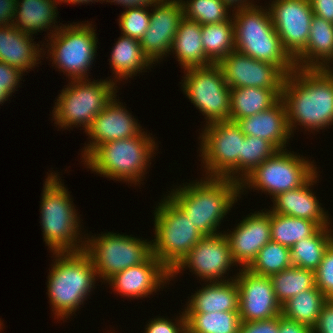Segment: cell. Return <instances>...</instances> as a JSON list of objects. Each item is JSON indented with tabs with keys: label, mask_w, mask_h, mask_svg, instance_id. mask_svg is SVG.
I'll use <instances>...</instances> for the list:
<instances>
[{
	"label": "cell",
	"mask_w": 333,
	"mask_h": 333,
	"mask_svg": "<svg viewBox=\"0 0 333 333\" xmlns=\"http://www.w3.org/2000/svg\"><path fill=\"white\" fill-rule=\"evenodd\" d=\"M316 172L305 184L297 189L279 193L273 198L272 212L288 215L317 223L320 227L331 224L328 211H324L321 203L316 199L311 187L317 182Z\"/></svg>",
	"instance_id": "22"
},
{
	"label": "cell",
	"mask_w": 333,
	"mask_h": 333,
	"mask_svg": "<svg viewBox=\"0 0 333 333\" xmlns=\"http://www.w3.org/2000/svg\"><path fill=\"white\" fill-rule=\"evenodd\" d=\"M233 11L235 51L276 65L286 75L291 74L296 69L294 60L282 46L267 6L264 9L256 4Z\"/></svg>",
	"instance_id": "5"
},
{
	"label": "cell",
	"mask_w": 333,
	"mask_h": 333,
	"mask_svg": "<svg viewBox=\"0 0 333 333\" xmlns=\"http://www.w3.org/2000/svg\"><path fill=\"white\" fill-rule=\"evenodd\" d=\"M120 233L108 232L84 237L83 251L90 257L97 278L107 281L126 268L145 262L152 255L151 240H141Z\"/></svg>",
	"instance_id": "11"
},
{
	"label": "cell",
	"mask_w": 333,
	"mask_h": 333,
	"mask_svg": "<svg viewBox=\"0 0 333 333\" xmlns=\"http://www.w3.org/2000/svg\"><path fill=\"white\" fill-rule=\"evenodd\" d=\"M281 99L291 135L297 125L311 132L332 126L333 68L296 67L284 79Z\"/></svg>",
	"instance_id": "1"
},
{
	"label": "cell",
	"mask_w": 333,
	"mask_h": 333,
	"mask_svg": "<svg viewBox=\"0 0 333 333\" xmlns=\"http://www.w3.org/2000/svg\"><path fill=\"white\" fill-rule=\"evenodd\" d=\"M286 150H278L246 176L240 182V194L246 188H253L274 198L279 193L299 188L317 172L313 161Z\"/></svg>",
	"instance_id": "12"
},
{
	"label": "cell",
	"mask_w": 333,
	"mask_h": 333,
	"mask_svg": "<svg viewBox=\"0 0 333 333\" xmlns=\"http://www.w3.org/2000/svg\"><path fill=\"white\" fill-rule=\"evenodd\" d=\"M147 7L127 8L119 16L121 34L136 40H141L149 28L150 12Z\"/></svg>",
	"instance_id": "40"
},
{
	"label": "cell",
	"mask_w": 333,
	"mask_h": 333,
	"mask_svg": "<svg viewBox=\"0 0 333 333\" xmlns=\"http://www.w3.org/2000/svg\"><path fill=\"white\" fill-rule=\"evenodd\" d=\"M23 72L18 68L10 66L3 61H0V83H7V92L12 96V93L17 91V86L20 85V80ZM16 88V89H15Z\"/></svg>",
	"instance_id": "44"
},
{
	"label": "cell",
	"mask_w": 333,
	"mask_h": 333,
	"mask_svg": "<svg viewBox=\"0 0 333 333\" xmlns=\"http://www.w3.org/2000/svg\"><path fill=\"white\" fill-rule=\"evenodd\" d=\"M333 23L314 15L308 43L294 59L297 68H333ZM329 64V65H328Z\"/></svg>",
	"instance_id": "26"
},
{
	"label": "cell",
	"mask_w": 333,
	"mask_h": 333,
	"mask_svg": "<svg viewBox=\"0 0 333 333\" xmlns=\"http://www.w3.org/2000/svg\"><path fill=\"white\" fill-rule=\"evenodd\" d=\"M239 290L238 312L241 322L260 321L281 315L270 277L240 268L235 276Z\"/></svg>",
	"instance_id": "16"
},
{
	"label": "cell",
	"mask_w": 333,
	"mask_h": 333,
	"mask_svg": "<svg viewBox=\"0 0 333 333\" xmlns=\"http://www.w3.org/2000/svg\"><path fill=\"white\" fill-rule=\"evenodd\" d=\"M268 9L285 51L294 60L306 47L314 13L309 0H273Z\"/></svg>",
	"instance_id": "15"
},
{
	"label": "cell",
	"mask_w": 333,
	"mask_h": 333,
	"mask_svg": "<svg viewBox=\"0 0 333 333\" xmlns=\"http://www.w3.org/2000/svg\"><path fill=\"white\" fill-rule=\"evenodd\" d=\"M149 135L142 131L131 138L106 142L81 162L103 177L138 185L147 174L150 158L157 147L154 138Z\"/></svg>",
	"instance_id": "6"
},
{
	"label": "cell",
	"mask_w": 333,
	"mask_h": 333,
	"mask_svg": "<svg viewBox=\"0 0 333 333\" xmlns=\"http://www.w3.org/2000/svg\"><path fill=\"white\" fill-rule=\"evenodd\" d=\"M94 118L86 130L90 143L84 148L81 156L84 161L98 146L111 141L131 138L139 135L143 129L137 119L119 102L116 97ZM117 100V101H116Z\"/></svg>",
	"instance_id": "19"
},
{
	"label": "cell",
	"mask_w": 333,
	"mask_h": 333,
	"mask_svg": "<svg viewBox=\"0 0 333 333\" xmlns=\"http://www.w3.org/2000/svg\"><path fill=\"white\" fill-rule=\"evenodd\" d=\"M10 96L11 95L7 92V83H0V105L8 101Z\"/></svg>",
	"instance_id": "51"
},
{
	"label": "cell",
	"mask_w": 333,
	"mask_h": 333,
	"mask_svg": "<svg viewBox=\"0 0 333 333\" xmlns=\"http://www.w3.org/2000/svg\"><path fill=\"white\" fill-rule=\"evenodd\" d=\"M246 136L263 138L278 150H284L291 135L285 103L280 99L271 108L236 121Z\"/></svg>",
	"instance_id": "23"
},
{
	"label": "cell",
	"mask_w": 333,
	"mask_h": 333,
	"mask_svg": "<svg viewBox=\"0 0 333 333\" xmlns=\"http://www.w3.org/2000/svg\"><path fill=\"white\" fill-rule=\"evenodd\" d=\"M203 178L172 189L168 197L204 236H211L218 234L223 218L241 198L240 183L229 178Z\"/></svg>",
	"instance_id": "2"
},
{
	"label": "cell",
	"mask_w": 333,
	"mask_h": 333,
	"mask_svg": "<svg viewBox=\"0 0 333 333\" xmlns=\"http://www.w3.org/2000/svg\"><path fill=\"white\" fill-rule=\"evenodd\" d=\"M15 11L16 0H0V27L12 25Z\"/></svg>",
	"instance_id": "48"
},
{
	"label": "cell",
	"mask_w": 333,
	"mask_h": 333,
	"mask_svg": "<svg viewBox=\"0 0 333 333\" xmlns=\"http://www.w3.org/2000/svg\"><path fill=\"white\" fill-rule=\"evenodd\" d=\"M158 204L152 254L171 272L204 235L168 196Z\"/></svg>",
	"instance_id": "7"
},
{
	"label": "cell",
	"mask_w": 333,
	"mask_h": 333,
	"mask_svg": "<svg viewBox=\"0 0 333 333\" xmlns=\"http://www.w3.org/2000/svg\"><path fill=\"white\" fill-rule=\"evenodd\" d=\"M58 1H59V4H60V2H61V4H62V2H63V3L72 4V5H73V4H79V3H80V4H83V3H84V4H88V3L90 4V2L93 3L94 1H95V2H98V1H99V2H100V1L103 2V0H58Z\"/></svg>",
	"instance_id": "52"
},
{
	"label": "cell",
	"mask_w": 333,
	"mask_h": 333,
	"mask_svg": "<svg viewBox=\"0 0 333 333\" xmlns=\"http://www.w3.org/2000/svg\"><path fill=\"white\" fill-rule=\"evenodd\" d=\"M32 38L13 25L0 27V61L28 73V69L37 66L42 51L45 52Z\"/></svg>",
	"instance_id": "24"
},
{
	"label": "cell",
	"mask_w": 333,
	"mask_h": 333,
	"mask_svg": "<svg viewBox=\"0 0 333 333\" xmlns=\"http://www.w3.org/2000/svg\"><path fill=\"white\" fill-rule=\"evenodd\" d=\"M110 56L109 64L113 72L112 75L115 74V78L111 80H114V83L119 82L118 80L122 81L123 79L132 78L137 73L140 74L153 66L143 54L140 41L122 34L113 46Z\"/></svg>",
	"instance_id": "29"
},
{
	"label": "cell",
	"mask_w": 333,
	"mask_h": 333,
	"mask_svg": "<svg viewBox=\"0 0 333 333\" xmlns=\"http://www.w3.org/2000/svg\"><path fill=\"white\" fill-rule=\"evenodd\" d=\"M47 281V294L57 319L64 320L75 314L97 281L96 270L90 257L84 252L53 253ZM55 311V312H54ZM71 314V315H70Z\"/></svg>",
	"instance_id": "4"
},
{
	"label": "cell",
	"mask_w": 333,
	"mask_h": 333,
	"mask_svg": "<svg viewBox=\"0 0 333 333\" xmlns=\"http://www.w3.org/2000/svg\"><path fill=\"white\" fill-rule=\"evenodd\" d=\"M59 177L58 173L51 172L44 182L40 204L43 241L51 253L80 252L85 245L80 234V217Z\"/></svg>",
	"instance_id": "3"
},
{
	"label": "cell",
	"mask_w": 333,
	"mask_h": 333,
	"mask_svg": "<svg viewBox=\"0 0 333 333\" xmlns=\"http://www.w3.org/2000/svg\"><path fill=\"white\" fill-rule=\"evenodd\" d=\"M152 7L149 28L140 40V45L143 54L155 64L170 55L177 29L184 18V10L181 0H160Z\"/></svg>",
	"instance_id": "17"
},
{
	"label": "cell",
	"mask_w": 333,
	"mask_h": 333,
	"mask_svg": "<svg viewBox=\"0 0 333 333\" xmlns=\"http://www.w3.org/2000/svg\"><path fill=\"white\" fill-rule=\"evenodd\" d=\"M106 2H111L114 4H120V6H125L127 8L134 7H152L154 4L158 3L160 0H103Z\"/></svg>",
	"instance_id": "49"
},
{
	"label": "cell",
	"mask_w": 333,
	"mask_h": 333,
	"mask_svg": "<svg viewBox=\"0 0 333 333\" xmlns=\"http://www.w3.org/2000/svg\"><path fill=\"white\" fill-rule=\"evenodd\" d=\"M239 333H279V316L260 321L241 322Z\"/></svg>",
	"instance_id": "43"
},
{
	"label": "cell",
	"mask_w": 333,
	"mask_h": 333,
	"mask_svg": "<svg viewBox=\"0 0 333 333\" xmlns=\"http://www.w3.org/2000/svg\"><path fill=\"white\" fill-rule=\"evenodd\" d=\"M57 3L59 4L58 0H16L15 18L12 25L21 32L33 36L41 30L49 31L54 24L49 32L54 34L61 27L55 24L58 15ZM52 28L53 30H51Z\"/></svg>",
	"instance_id": "27"
},
{
	"label": "cell",
	"mask_w": 333,
	"mask_h": 333,
	"mask_svg": "<svg viewBox=\"0 0 333 333\" xmlns=\"http://www.w3.org/2000/svg\"><path fill=\"white\" fill-rule=\"evenodd\" d=\"M201 35L205 56L213 64L235 51L232 16L222 23L202 25Z\"/></svg>",
	"instance_id": "34"
},
{
	"label": "cell",
	"mask_w": 333,
	"mask_h": 333,
	"mask_svg": "<svg viewBox=\"0 0 333 333\" xmlns=\"http://www.w3.org/2000/svg\"><path fill=\"white\" fill-rule=\"evenodd\" d=\"M315 284L327 299H333V243L325 251L315 270Z\"/></svg>",
	"instance_id": "41"
},
{
	"label": "cell",
	"mask_w": 333,
	"mask_h": 333,
	"mask_svg": "<svg viewBox=\"0 0 333 333\" xmlns=\"http://www.w3.org/2000/svg\"><path fill=\"white\" fill-rule=\"evenodd\" d=\"M238 266L230 252V245L224 233L211 236H204L180 261V263L170 272V279H173L184 268H189L200 277L201 281L222 282L235 279L230 277L225 279L223 275L227 273L231 266ZM223 277V278H222Z\"/></svg>",
	"instance_id": "14"
},
{
	"label": "cell",
	"mask_w": 333,
	"mask_h": 333,
	"mask_svg": "<svg viewBox=\"0 0 333 333\" xmlns=\"http://www.w3.org/2000/svg\"><path fill=\"white\" fill-rule=\"evenodd\" d=\"M270 279L276 299L281 305L295 295L316 286L315 271L296 266L273 274Z\"/></svg>",
	"instance_id": "35"
},
{
	"label": "cell",
	"mask_w": 333,
	"mask_h": 333,
	"mask_svg": "<svg viewBox=\"0 0 333 333\" xmlns=\"http://www.w3.org/2000/svg\"><path fill=\"white\" fill-rule=\"evenodd\" d=\"M68 85L58 95L52 110L54 124L59 125L60 129L82 125L84 132H86L94 118L118 92L117 84L111 78L109 81L108 79H100L99 81L71 80Z\"/></svg>",
	"instance_id": "8"
},
{
	"label": "cell",
	"mask_w": 333,
	"mask_h": 333,
	"mask_svg": "<svg viewBox=\"0 0 333 333\" xmlns=\"http://www.w3.org/2000/svg\"><path fill=\"white\" fill-rule=\"evenodd\" d=\"M225 4H227L230 9L231 7L236 9L250 8L254 6V3L249 0H222ZM253 3V4H252Z\"/></svg>",
	"instance_id": "50"
},
{
	"label": "cell",
	"mask_w": 333,
	"mask_h": 333,
	"mask_svg": "<svg viewBox=\"0 0 333 333\" xmlns=\"http://www.w3.org/2000/svg\"><path fill=\"white\" fill-rule=\"evenodd\" d=\"M201 31V24L185 17L179 24L170 52L176 54V59L184 70L213 64L205 56Z\"/></svg>",
	"instance_id": "28"
},
{
	"label": "cell",
	"mask_w": 333,
	"mask_h": 333,
	"mask_svg": "<svg viewBox=\"0 0 333 333\" xmlns=\"http://www.w3.org/2000/svg\"><path fill=\"white\" fill-rule=\"evenodd\" d=\"M202 130V133H199V156L202 157L205 177L229 178L240 183L242 144L246 135L238 124L231 120L205 125Z\"/></svg>",
	"instance_id": "9"
},
{
	"label": "cell",
	"mask_w": 333,
	"mask_h": 333,
	"mask_svg": "<svg viewBox=\"0 0 333 333\" xmlns=\"http://www.w3.org/2000/svg\"><path fill=\"white\" fill-rule=\"evenodd\" d=\"M291 266L290 248L271 240L259 250L256 259L247 269L254 274L270 277Z\"/></svg>",
	"instance_id": "37"
},
{
	"label": "cell",
	"mask_w": 333,
	"mask_h": 333,
	"mask_svg": "<svg viewBox=\"0 0 333 333\" xmlns=\"http://www.w3.org/2000/svg\"><path fill=\"white\" fill-rule=\"evenodd\" d=\"M184 73L186 75L180 82L182 90L205 116L206 125L230 120V87L226 84L220 67L212 64L189 68Z\"/></svg>",
	"instance_id": "13"
},
{
	"label": "cell",
	"mask_w": 333,
	"mask_h": 333,
	"mask_svg": "<svg viewBox=\"0 0 333 333\" xmlns=\"http://www.w3.org/2000/svg\"><path fill=\"white\" fill-rule=\"evenodd\" d=\"M217 65L230 89L239 87L282 89L286 77L278 66L255 60L237 51L225 56Z\"/></svg>",
	"instance_id": "18"
},
{
	"label": "cell",
	"mask_w": 333,
	"mask_h": 333,
	"mask_svg": "<svg viewBox=\"0 0 333 333\" xmlns=\"http://www.w3.org/2000/svg\"><path fill=\"white\" fill-rule=\"evenodd\" d=\"M279 333H313L309 326L279 315Z\"/></svg>",
	"instance_id": "47"
},
{
	"label": "cell",
	"mask_w": 333,
	"mask_h": 333,
	"mask_svg": "<svg viewBox=\"0 0 333 333\" xmlns=\"http://www.w3.org/2000/svg\"><path fill=\"white\" fill-rule=\"evenodd\" d=\"M96 29L90 23L61 25L54 33L48 34V56L59 71L66 74L69 80L87 79L89 69L97 53L98 37ZM49 44V45H48ZM51 55V56H50Z\"/></svg>",
	"instance_id": "10"
},
{
	"label": "cell",
	"mask_w": 333,
	"mask_h": 333,
	"mask_svg": "<svg viewBox=\"0 0 333 333\" xmlns=\"http://www.w3.org/2000/svg\"><path fill=\"white\" fill-rule=\"evenodd\" d=\"M313 333H333V299H328L321 310Z\"/></svg>",
	"instance_id": "45"
},
{
	"label": "cell",
	"mask_w": 333,
	"mask_h": 333,
	"mask_svg": "<svg viewBox=\"0 0 333 333\" xmlns=\"http://www.w3.org/2000/svg\"><path fill=\"white\" fill-rule=\"evenodd\" d=\"M251 214V215H250ZM248 214L238 225L224 231L230 245V252L240 268H248L261 250L271 241L270 210Z\"/></svg>",
	"instance_id": "20"
},
{
	"label": "cell",
	"mask_w": 333,
	"mask_h": 333,
	"mask_svg": "<svg viewBox=\"0 0 333 333\" xmlns=\"http://www.w3.org/2000/svg\"><path fill=\"white\" fill-rule=\"evenodd\" d=\"M184 313L238 312L239 290L235 279L210 282L195 291Z\"/></svg>",
	"instance_id": "25"
},
{
	"label": "cell",
	"mask_w": 333,
	"mask_h": 333,
	"mask_svg": "<svg viewBox=\"0 0 333 333\" xmlns=\"http://www.w3.org/2000/svg\"><path fill=\"white\" fill-rule=\"evenodd\" d=\"M314 15L333 23V0H309Z\"/></svg>",
	"instance_id": "46"
},
{
	"label": "cell",
	"mask_w": 333,
	"mask_h": 333,
	"mask_svg": "<svg viewBox=\"0 0 333 333\" xmlns=\"http://www.w3.org/2000/svg\"><path fill=\"white\" fill-rule=\"evenodd\" d=\"M170 282V271L153 254L143 263L126 268L105 283L121 296L144 298Z\"/></svg>",
	"instance_id": "21"
},
{
	"label": "cell",
	"mask_w": 333,
	"mask_h": 333,
	"mask_svg": "<svg viewBox=\"0 0 333 333\" xmlns=\"http://www.w3.org/2000/svg\"><path fill=\"white\" fill-rule=\"evenodd\" d=\"M277 151L266 139L246 136L242 144V180Z\"/></svg>",
	"instance_id": "39"
},
{
	"label": "cell",
	"mask_w": 333,
	"mask_h": 333,
	"mask_svg": "<svg viewBox=\"0 0 333 333\" xmlns=\"http://www.w3.org/2000/svg\"><path fill=\"white\" fill-rule=\"evenodd\" d=\"M187 333H239V312L185 313Z\"/></svg>",
	"instance_id": "36"
},
{
	"label": "cell",
	"mask_w": 333,
	"mask_h": 333,
	"mask_svg": "<svg viewBox=\"0 0 333 333\" xmlns=\"http://www.w3.org/2000/svg\"><path fill=\"white\" fill-rule=\"evenodd\" d=\"M271 240L291 248L296 242L313 236L321 227L311 221L288 215H280L270 210Z\"/></svg>",
	"instance_id": "33"
},
{
	"label": "cell",
	"mask_w": 333,
	"mask_h": 333,
	"mask_svg": "<svg viewBox=\"0 0 333 333\" xmlns=\"http://www.w3.org/2000/svg\"><path fill=\"white\" fill-rule=\"evenodd\" d=\"M2 326H4V325H3V322L0 320V331H1L2 328H3Z\"/></svg>",
	"instance_id": "53"
},
{
	"label": "cell",
	"mask_w": 333,
	"mask_h": 333,
	"mask_svg": "<svg viewBox=\"0 0 333 333\" xmlns=\"http://www.w3.org/2000/svg\"><path fill=\"white\" fill-rule=\"evenodd\" d=\"M329 227H321L313 236L296 242L290 248L292 266L312 271L318 268L325 251L333 243V230Z\"/></svg>",
	"instance_id": "31"
},
{
	"label": "cell",
	"mask_w": 333,
	"mask_h": 333,
	"mask_svg": "<svg viewBox=\"0 0 333 333\" xmlns=\"http://www.w3.org/2000/svg\"><path fill=\"white\" fill-rule=\"evenodd\" d=\"M181 313L179 317L176 316L175 322L160 316L154 318L148 322L143 333H187L186 316L184 311Z\"/></svg>",
	"instance_id": "42"
},
{
	"label": "cell",
	"mask_w": 333,
	"mask_h": 333,
	"mask_svg": "<svg viewBox=\"0 0 333 333\" xmlns=\"http://www.w3.org/2000/svg\"><path fill=\"white\" fill-rule=\"evenodd\" d=\"M282 89L239 87L230 89V120L237 121L265 111L281 99Z\"/></svg>",
	"instance_id": "30"
},
{
	"label": "cell",
	"mask_w": 333,
	"mask_h": 333,
	"mask_svg": "<svg viewBox=\"0 0 333 333\" xmlns=\"http://www.w3.org/2000/svg\"><path fill=\"white\" fill-rule=\"evenodd\" d=\"M184 17L201 25L222 23L232 16L222 0H181ZM229 14V15H228Z\"/></svg>",
	"instance_id": "38"
},
{
	"label": "cell",
	"mask_w": 333,
	"mask_h": 333,
	"mask_svg": "<svg viewBox=\"0 0 333 333\" xmlns=\"http://www.w3.org/2000/svg\"><path fill=\"white\" fill-rule=\"evenodd\" d=\"M327 297L315 286L301 292L281 305V315L313 329Z\"/></svg>",
	"instance_id": "32"
}]
</instances>
